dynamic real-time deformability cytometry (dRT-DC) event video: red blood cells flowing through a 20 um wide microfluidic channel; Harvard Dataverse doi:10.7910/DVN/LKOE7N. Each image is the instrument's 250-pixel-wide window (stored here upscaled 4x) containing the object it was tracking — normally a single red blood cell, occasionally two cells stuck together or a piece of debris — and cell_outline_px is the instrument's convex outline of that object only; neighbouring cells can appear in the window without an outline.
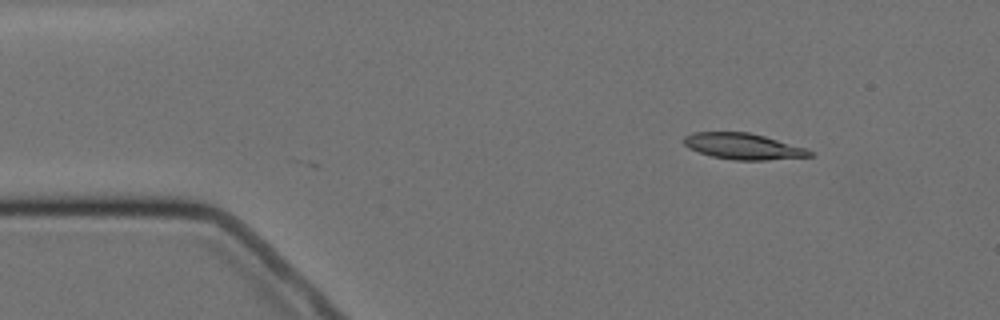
{"species": "Egyptian fruit bat (a non-hibernating species)", "species_latin": "Rousettus aegyptiacus", "temperature_condition": "cold", "stored_images_in_passage": 4, "segment_of_instrument_passage": [2, 2], "camera_frame_rate_fps": 3000, "um_per_image_px": 0.085, "animal": {"sex": "female"}, "frame": {"image": 1, "passage_image": 4, "time_ms": 4.333, "image_size_px": [1000, 320], "cell_outline_px": [[812, 156], [768, 160], [732, 160], [712, 156], [688, 148], [684, 144], [684, 136], [692, 132], [748, 132], [764, 136], [804, 148], [812, 152]], "centroid_in_image_um": [63.12, 12.44], "position_along_channel_um": 21.9, "area_um2": 18.9}}